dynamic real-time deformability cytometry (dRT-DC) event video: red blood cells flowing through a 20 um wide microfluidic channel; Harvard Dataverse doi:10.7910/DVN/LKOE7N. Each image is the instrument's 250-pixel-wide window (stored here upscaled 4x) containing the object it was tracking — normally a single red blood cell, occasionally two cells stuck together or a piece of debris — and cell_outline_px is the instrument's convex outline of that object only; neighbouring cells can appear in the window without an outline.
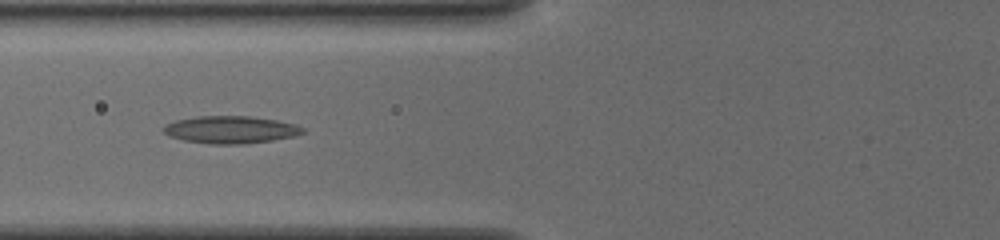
{"species": "common noctule bat (a hibernating species)", "species_latin": "Nyctalus noctula", "temperature_condition": "cold", "stored_images_in_passage": 48, "camera_frame_rate_fps": 3000, "um_per_image_px": 0.085, "animal": {"sex": "female", "body_mass_g": 19.5, "forearm_length_mm": 54.1}, "frame": {"image": 1, "passage_image": 20, "time_ms": 6.333, "image_size_px": [1000, 240], "cell_outline_px": [[304, 132], [296, 136], [272, 140], [244, 144], [212, 144], [184, 140], [172, 136], [164, 132], [164, 128], [168, 124], [176, 120], [196, 116], [248, 116], [276, 120], [296, 124], [304, 128]], "centroid_in_image_um": [19.66, 11.02], "position_along_channel_um": 106.1, "area_um2": 22.02}}
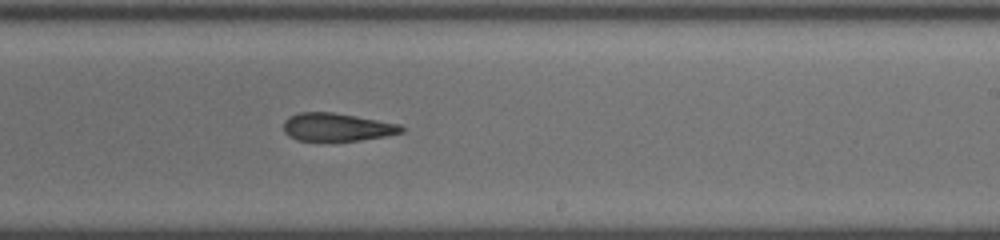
{"frame": {"image": 2, "passage_image": 32, "time_ms": 10.333, "image_size_px": [1000, 240], "cell_outline_px": [[404, 132], [384, 136], [360, 140], [296, 140], [288, 136], [284, 132], [284, 120], [288, 116], [300, 112], [332, 112], [356, 116], [400, 124], [404, 128]], "centroid_in_image_um": [28.61, 10.79], "position_along_channel_um": 260.4, "area_um2": 19.13}}
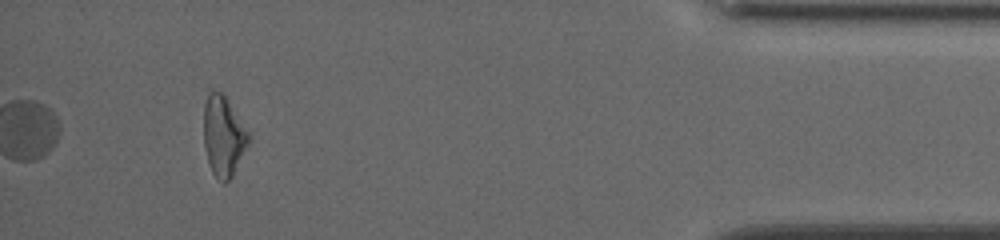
{"frame": {"image": 3, "passage_image": 48, "time_ms": 15.667, "image_size_px": [1000, 240], "cell_outline_px": [[248, 144], [232, 176], [224, 184], [212, 172], [208, 164], [204, 144], [204, 104], [208, 92], [212, 88], [220, 92], [224, 96], [248, 132]], "centroid_in_image_um": [18.95, 11.57], "position_along_channel_um": 416.3, "area_um2": 20.52}, "authors_computed_cell_mechanics": {"area_um2": 21.8484, "velocity_mm_per_s": 3.8548, "shape_relaxation_time_tau1_ms": null, "shape_relaxation_time_tau2_ms": 10.1571, "deformation_change_tau1": null, "deformation_change_tau2": 0.2619}}